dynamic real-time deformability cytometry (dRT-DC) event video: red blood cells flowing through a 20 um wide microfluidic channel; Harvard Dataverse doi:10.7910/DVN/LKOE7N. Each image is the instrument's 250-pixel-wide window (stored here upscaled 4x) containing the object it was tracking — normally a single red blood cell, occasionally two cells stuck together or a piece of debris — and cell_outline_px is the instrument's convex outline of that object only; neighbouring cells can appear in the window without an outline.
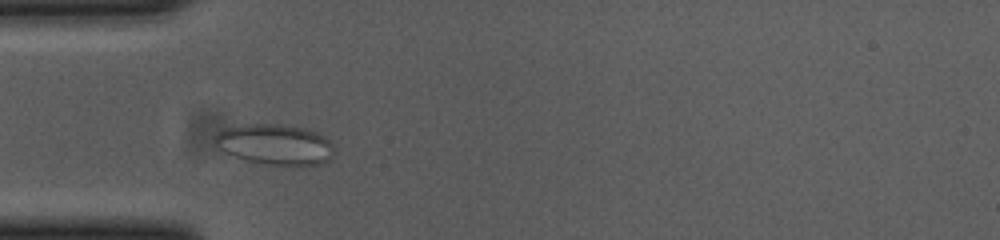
{"species": "common noctule bat (a hibernating species)", "species_latin": "Nyctalus noctula", "temperature_condition": "cold", "stored_images_in_passage": 46, "camera_frame_rate_fps": 3000, "um_per_image_px": 0.085, "animal": {"sex": "female", "body_mass_g": 23.0, "forearm_length_mm": 53.4}, "frame": {"image": 1, "passage_image": 7, "time_ms": 2.0, "image_size_px": [1000, 240], "cell_outline_px": [[332, 156], [328, 160], [320, 164], [260, 164], [244, 160], [224, 152], [216, 148], [212, 144], [212, 136], [216, 132], [224, 128], [244, 124], [284, 124], [308, 128], [324, 136], [332, 144]], "centroid_in_image_um": [23.27, 12.25], "position_along_channel_um": 61.7, "area_um2": 28.55}}
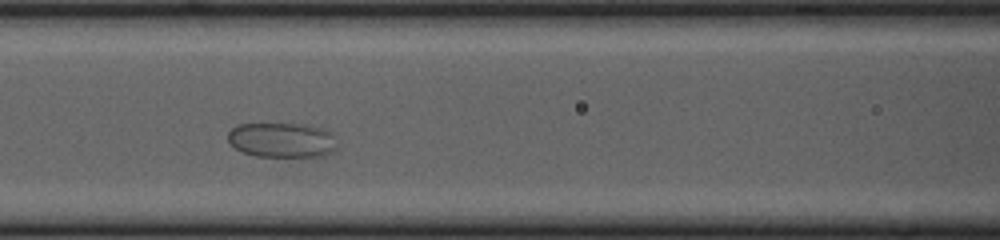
{"frame": {"image": 2, "passage_image": 14, "time_ms": 4.333, "image_size_px": [1000, 240], "cell_outline_px": [[340, 148], [336, 152], [324, 156], [256, 156], [244, 152], [236, 148], [228, 140], [228, 132], [236, 124], [304, 124], [324, 128], [332, 132]], "centroid_in_image_um": [24.06, 11.9], "position_along_channel_um": 142.5, "area_um2": 22.54}}
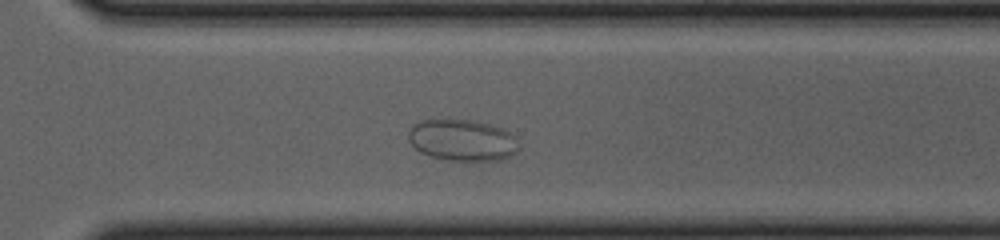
{"frame": {"image": 3, "passage_image": 30, "time_ms": 9.667, "image_size_px": [1000, 240], "cell_outline_px": [[520, 148], [512, 156], [500, 160], [464, 164], [432, 156], [420, 152], [408, 140], [408, 132], [412, 124], [420, 120], [476, 120], [504, 128], [516, 136]], "centroid_in_image_um": [39.35, 11.95], "position_along_channel_um": 331.2, "area_um2": 27.69}}